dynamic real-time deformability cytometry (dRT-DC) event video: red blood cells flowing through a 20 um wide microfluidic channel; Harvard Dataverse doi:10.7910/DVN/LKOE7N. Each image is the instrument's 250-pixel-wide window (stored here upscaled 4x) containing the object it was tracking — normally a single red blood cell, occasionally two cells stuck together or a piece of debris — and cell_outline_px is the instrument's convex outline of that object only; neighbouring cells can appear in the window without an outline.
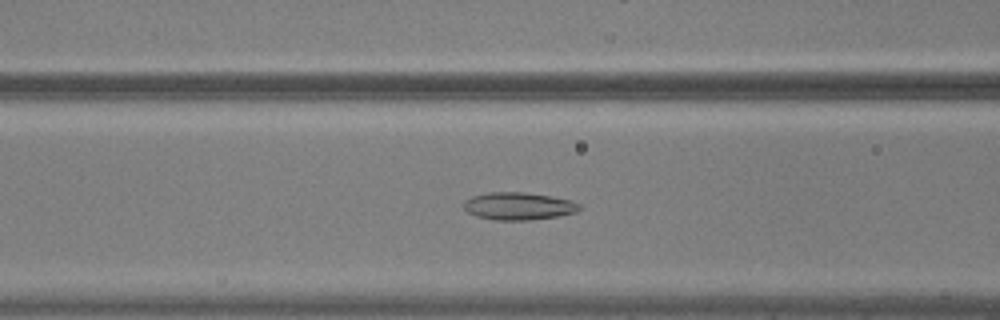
{"species": "common noctule bat (a hibernating species)", "species_latin": "Nyctalus noctula", "temperature_condition": "warm", "stored_images_in_passage": 45, "camera_frame_rate_fps": 3000, "um_per_image_px": 0.085, "animal": {"sex": "male", "body_mass_g": 20.5, "forearm_length_mm": 52.5}, "frame": {"image": 1, "passage_image": 13, "time_ms": 4.0, "image_size_px": [1000, 320], "cell_outline_px": [[580, 208], [576, 212], [560, 216], [528, 220], [492, 220], [476, 216], [468, 212], [464, 208], [464, 200], [472, 196], [488, 192], [524, 192], [552, 196], [572, 200], [580, 204]], "centroid_in_image_um": [44.08, 17.52], "position_along_channel_um": 122.5, "area_um2": 18.73}}
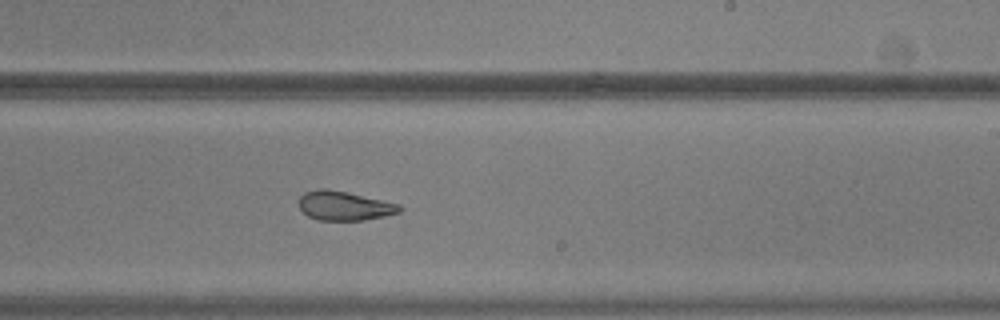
{"frame": {"image": 2, "passage_image": 24, "time_ms": 7.667, "image_size_px": [1000, 320], "cell_outline_px": [[404, 208], [400, 212], [384, 216], [364, 220], [316, 220], [308, 216], [300, 208], [300, 196], [304, 192], [320, 188], [328, 188], [400, 204]], "centroid_in_image_um": [29.27, 17.49], "position_along_channel_um": 259.7, "area_um2": 17.11}}
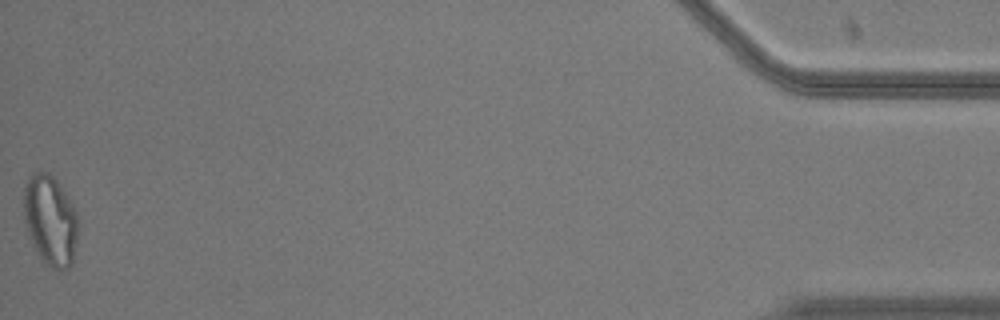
{"frame": {"image": 3, "passage_image": 45, "time_ms": 14.667, "image_size_px": [1000, 320], "cell_outline_px": [[80, 224], [72, 264], [68, 268], [56, 272], [44, 264], [36, 252], [28, 232], [24, 220], [24, 184], [28, 176], [32, 172], [48, 172], [60, 184], [76, 208]], "centroid_in_image_um": [4.3, 18.75], "position_along_channel_um": 430.9, "area_um2": 29.42}, "authors_computed_cell_mechanics": {"area_um2": 19.7098, "velocity_mm_per_s": 3.746, "shape_relaxation_time_tau1_ms": null, "shape_relaxation_time_tau2_ms": 2.193, "deformation_change_tau1": null, "deformation_change_tau2": 0.0795}}